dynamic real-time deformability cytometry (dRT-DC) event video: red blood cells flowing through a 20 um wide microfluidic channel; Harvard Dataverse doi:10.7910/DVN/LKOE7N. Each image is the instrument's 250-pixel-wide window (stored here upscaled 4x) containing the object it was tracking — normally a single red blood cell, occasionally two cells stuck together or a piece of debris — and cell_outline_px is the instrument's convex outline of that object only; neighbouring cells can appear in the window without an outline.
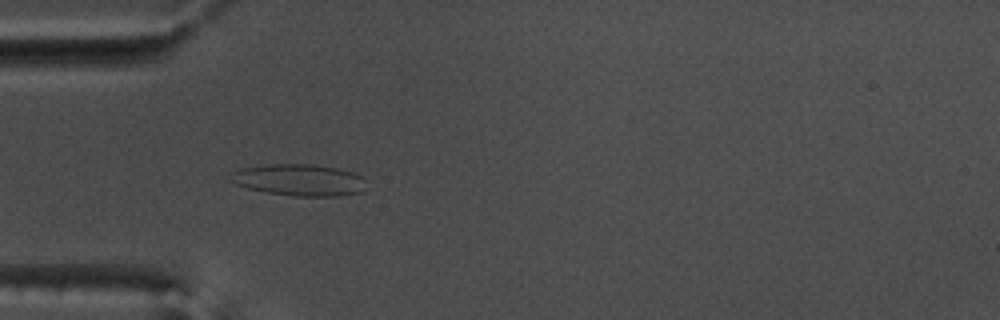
{"species": "common noctule bat (a hibernating species)", "species_latin": "Nyctalus noctula", "temperature_condition": "warm", "stored_images_in_passage": 43, "camera_frame_rate_fps": 3000, "um_per_image_px": 0.085, "animal": {"sex": "male", "body_mass_g": 17.5, "forearm_length_mm": 52.3}, "frame": {"image": 1, "passage_image": 6, "time_ms": 1.667, "image_size_px": [1000, 320], "cell_outline_px": [[364, 192], [340, 196], [292, 196], [268, 192], [248, 188], [236, 184], [228, 180], [228, 172], [240, 168], [268, 164], [312, 164], [336, 168], [352, 172], [360, 176]], "centroid_in_image_um": [25.34, 15.29], "position_along_channel_um": 59.7, "area_um2": 25.09}}
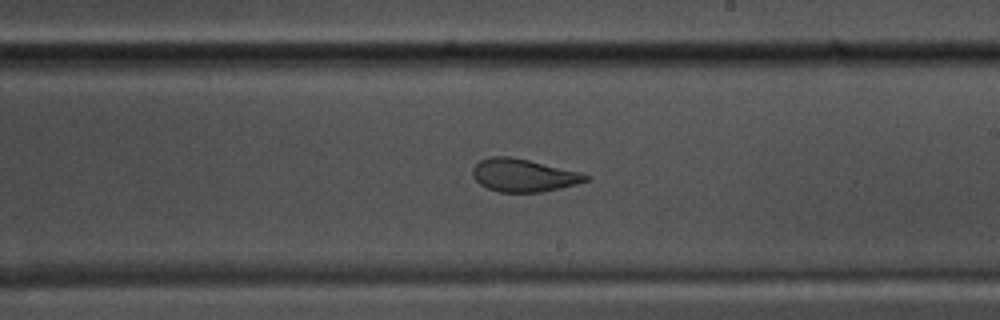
{"frame": {"image": 2, "passage_image": 21, "time_ms": 6.667, "image_size_px": [1000, 320], "cell_outline_px": [[592, 176], [588, 180], [576, 184], [544, 192], [500, 192], [488, 188], [480, 184], [472, 176], [472, 168], [480, 160], [492, 156], [508, 156], [528, 160], [580, 172]], "centroid_in_image_um": [44.49, 14.9], "position_along_channel_um": 244.5, "area_um2": 21.56}}
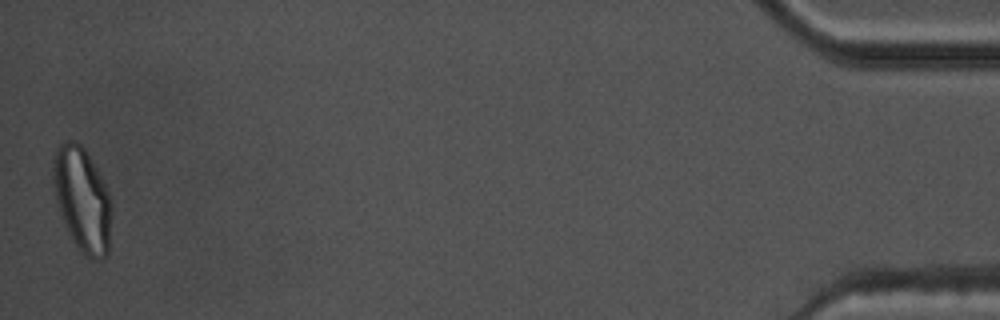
{"frame": {"image": 3, "passage_image": 43, "time_ms": 14.0, "image_size_px": [1000, 320], "cell_outline_px": [[112, 204], [108, 256], [96, 260], [92, 260], [84, 256], [80, 252], [72, 240], [64, 224], [60, 212], [56, 196], [52, 176], [52, 168], [56, 148], [64, 140], [72, 140], [80, 144], [84, 148], [96, 168], [108, 192]], "centroid_in_image_um": [7.0, 16.99], "position_along_channel_um": 428.2, "area_um2": 35.55}, "authors_computed_cell_mechanics": {"area_um2": 23.8714, "velocity_mm_per_s": 3.7697, "shape_relaxation_time_tau1_ms": null, "shape_relaxation_time_tau2_ms": 1.3281, "deformation_change_tau1": null, "deformation_change_tau2": 0.0791}}